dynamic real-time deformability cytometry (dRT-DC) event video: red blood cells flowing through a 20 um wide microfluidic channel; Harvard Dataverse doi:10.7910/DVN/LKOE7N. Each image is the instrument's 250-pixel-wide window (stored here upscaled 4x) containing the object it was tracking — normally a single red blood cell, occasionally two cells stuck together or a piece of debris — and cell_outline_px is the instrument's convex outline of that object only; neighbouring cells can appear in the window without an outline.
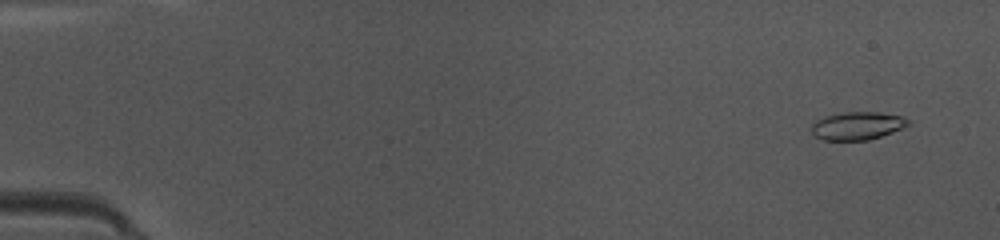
{"species": "common noctule bat (a hibernating species)", "species_latin": "Nyctalus noctula", "temperature_condition": "warm", "stored_images_in_passage": 48, "camera_frame_rate_fps": 3000, "um_per_image_px": 0.085, "animal": {"sex": "female", "body_mass_g": 10.0, "forearm_length_mm": 53.1}, "frame": {"image": 1, "passage_image": 3, "time_ms": 0.667, "image_size_px": [1000, 240], "cell_outline_px": [[908, 124], [892, 132], [868, 140], [824, 140], [816, 136], [812, 132], [812, 124], [816, 120], [824, 116], [840, 112], [880, 112], [900, 116], [908, 120]], "centroid_in_image_um": [72.82, 10.68], "position_along_channel_um": 12.2, "area_um2": 15.55}}
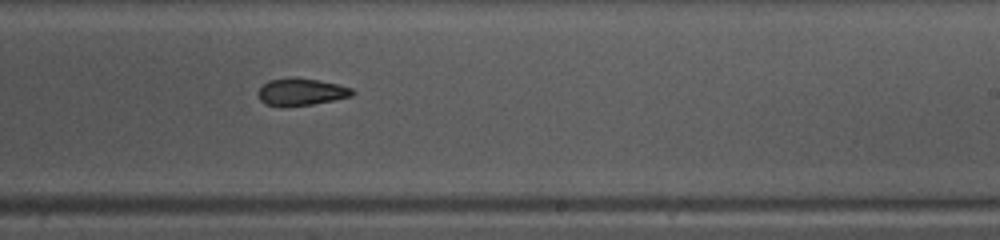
{"frame": {"image": 2, "passage_image": 30, "time_ms": 9.667, "image_size_px": [1000, 240], "cell_outline_px": [[356, 92], [352, 96], [312, 104], [264, 104], [260, 100], [260, 88], [268, 80], [292, 76], [296, 76], [336, 84], [352, 88]], "centroid_in_image_um": [25.64, 7.76], "position_along_channel_um": 263.4, "area_um2": 14.39}}
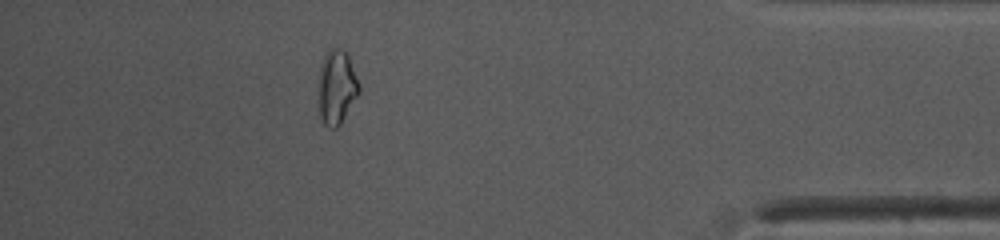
{"frame": {"image": 3, "passage_image": 43, "time_ms": 14.0, "image_size_px": [1000, 240], "cell_outline_px": [[360, 92], [340, 124], [336, 128], [328, 128], [324, 124], [320, 116], [316, 88], [316, 84], [320, 64], [324, 56], [332, 48], [340, 48], [348, 56], [360, 84]], "centroid_in_image_um": [28.57, 7.43], "position_along_channel_um": 406.6, "area_um2": 17.98}, "authors_computed_cell_mechanics": {"area_um2": 15.6349, "velocity_mm_per_s": 4.1832, "shape_relaxation_time_tau1_ms": 5.184, "shape_relaxation_time_tau2_ms": 5.0149, "deformation_change_tau1": 0.1409, "deformation_change_tau2": 0.1345}}